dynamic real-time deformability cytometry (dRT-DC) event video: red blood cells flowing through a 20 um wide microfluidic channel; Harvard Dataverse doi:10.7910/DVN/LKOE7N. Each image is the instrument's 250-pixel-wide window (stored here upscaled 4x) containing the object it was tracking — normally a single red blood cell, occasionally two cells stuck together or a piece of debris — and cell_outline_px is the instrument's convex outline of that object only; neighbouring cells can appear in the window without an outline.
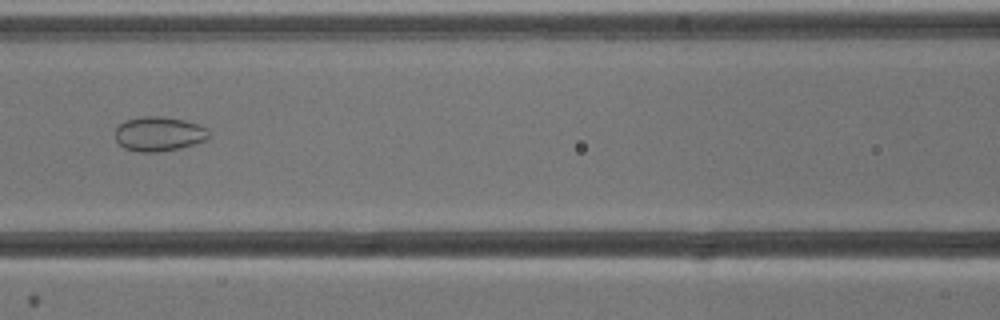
{"species": "common noctule bat (a hibernating species)", "species_latin": "Nyctalus noctula", "temperature_condition": "cold", "stored_images_in_passage": 8, "camera_frame_rate_fps": 3000, "um_per_image_px": 0.085, "animal": {"sex": "male", "body_mass_g": 13.3}, "frame": {"image": 1, "passage_image": 5, "time_ms": 4.667, "image_size_px": [1000, 320], "cell_outline_px": [[212, 132], [208, 140], [180, 148], [156, 152], [140, 152], [124, 148], [116, 140], [116, 128], [124, 120], [144, 116], [160, 116], [184, 120], [200, 124], [208, 128]], "centroid_in_image_um": [13.57, 11.37], "position_along_channel_um": 153.0, "area_um2": 19.07}}
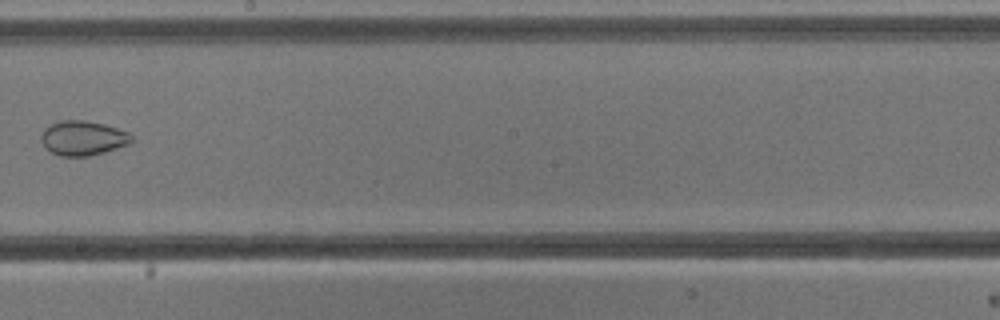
{"frame": {"image": 2, "passage_image": 7, "time_ms": 7.0, "image_size_px": [1000, 320], "cell_outline_px": [[132, 140], [128, 144], [104, 152], [88, 156], [60, 156], [44, 148], [40, 136], [44, 128], [60, 120], [84, 120], [104, 124], [128, 132], [132, 136]], "centroid_in_image_um": [7.01, 11.73], "position_along_channel_um": 241.2, "area_um2": 18.15}}
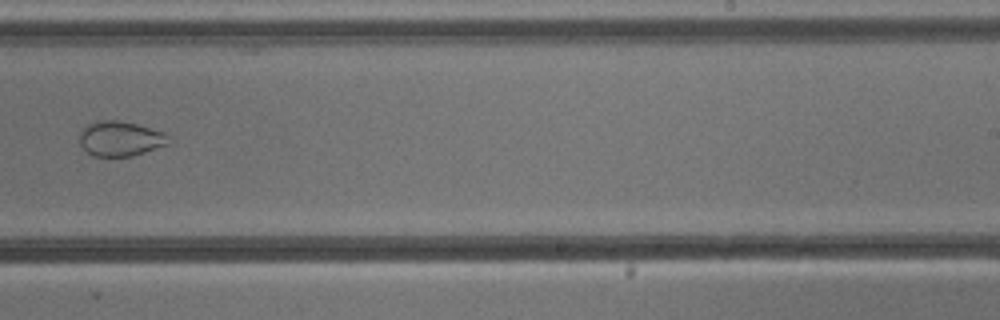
{"frame": {"image": 3, "passage_image": 8, "time_ms": 8.0, "image_size_px": [1000, 320], "cell_outline_px": [[172, 140], [168, 144], [132, 156], [92, 156], [80, 144], [80, 132], [88, 124], [104, 120], [116, 120], [136, 124], [164, 132]], "centroid_in_image_um": [10.24, 11.79], "position_along_channel_um": 278.8, "area_um2": 17.92}}